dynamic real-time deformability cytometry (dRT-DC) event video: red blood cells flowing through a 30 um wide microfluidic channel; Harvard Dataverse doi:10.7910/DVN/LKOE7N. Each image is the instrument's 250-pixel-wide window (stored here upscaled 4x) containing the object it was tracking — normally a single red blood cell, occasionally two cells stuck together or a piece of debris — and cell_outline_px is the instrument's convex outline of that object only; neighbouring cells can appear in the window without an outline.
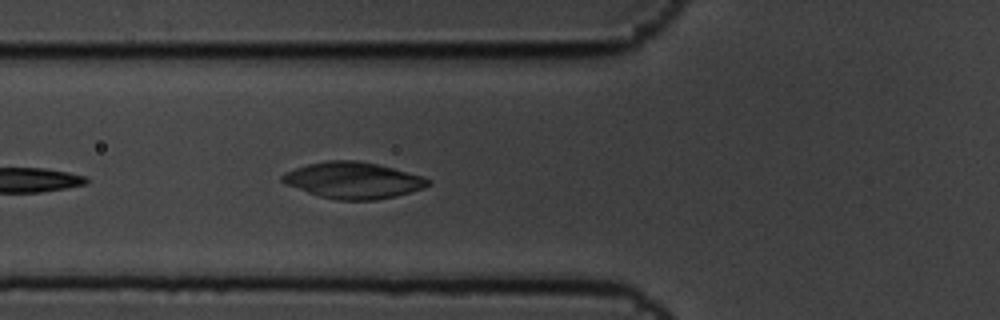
{"species": "common noctule bat (a hibernating species)", "species_latin": "Nyctalus noctula", "temperature_condition": "cold", "stored_images_in_passage": 6, "camera_frame_rate_fps": 3000, "um_per_image_px": 0.085, "animal": {"sex": "male", "body_mass_g": 19.5, "forearm_length_mm": 54.6}, "frame": {"image": 1, "passage_image": 6, "time_ms": 1.667, "image_size_px": [1000, 320], "cell_outline_px": [[432, 180], [424, 188], [396, 196], [376, 200], [340, 200], [320, 196], [284, 184], [280, 180], [280, 176], [284, 172], [308, 164], [328, 160], [356, 160], [376, 164], [424, 176]], "centroid_in_image_um": [30.01, 15.32], "position_along_channel_um": 95.8, "area_um2": 30.81}}